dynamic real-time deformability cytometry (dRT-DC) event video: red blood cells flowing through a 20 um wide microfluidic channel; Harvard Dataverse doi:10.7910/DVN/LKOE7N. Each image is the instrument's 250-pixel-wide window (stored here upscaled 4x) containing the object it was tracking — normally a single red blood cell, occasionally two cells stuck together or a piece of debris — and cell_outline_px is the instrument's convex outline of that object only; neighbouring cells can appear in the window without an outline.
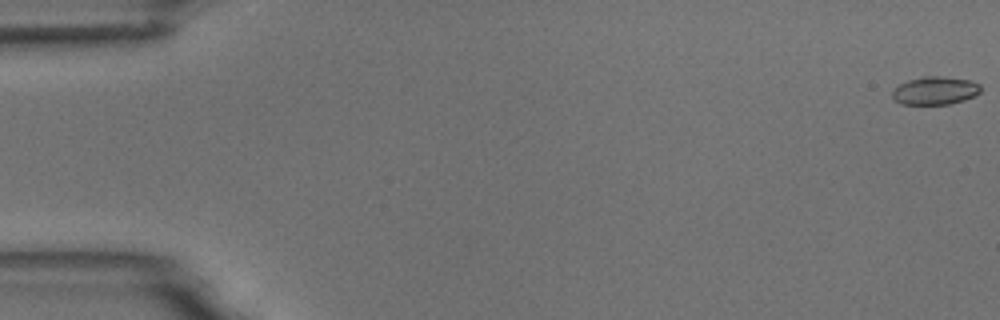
{"species": "common noctule bat (a hibernating species)", "species_latin": "Nyctalus noctula", "temperature_condition": "room temperature", "stored_images_in_passage": 4, "camera_frame_rate_fps": 3000, "um_per_image_px": 0.085, "animal": {"sex": "male", "body_mass_g": 18.8}, "frame": {"image": 1, "passage_image": 1, "time_ms": 0.0, "image_size_px": [1000, 320], "cell_outline_px": [[980, 92], [976, 96], [964, 100], [948, 104], [900, 104], [892, 100], [892, 92], [900, 84], [908, 80], [924, 76], [940, 76], [968, 80], [980, 84]], "centroid_in_image_um": [79.47, 7.71], "position_along_channel_um": 5.5, "area_um2": 14.45}}